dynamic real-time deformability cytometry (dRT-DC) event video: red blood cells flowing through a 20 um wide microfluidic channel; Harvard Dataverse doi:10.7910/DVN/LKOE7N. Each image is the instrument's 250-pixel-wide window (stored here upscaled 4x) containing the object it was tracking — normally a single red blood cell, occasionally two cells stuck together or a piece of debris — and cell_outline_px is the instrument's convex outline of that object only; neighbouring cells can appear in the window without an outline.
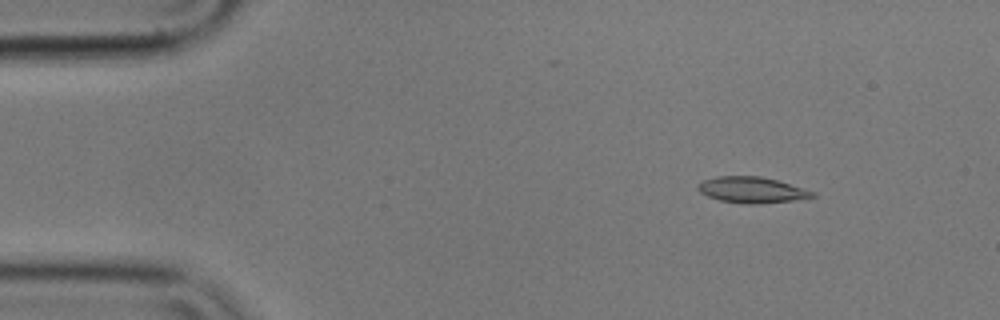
{"species": "common noctule bat (a hibernating species)", "species_latin": "Nyctalus noctula", "temperature_condition": "cold", "stored_images_in_passage": 4, "camera_frame_rate_fps": 3000, "um_per_image_px": 0.085, "animal": {"sex": "male", "body_mass_g": 17.9}, "frame": {"image": 1, "passage_image": 2, "time_ms": 0.333, "image_size_px": [1000, 320], "cell_outline_px": [[816, 196], [792, 200], [756, 204], [748, 204], [720, 200], [708, 196], [700, 192], [696, 188], [696, 184], [704, 180], [716, 176], [760, 176], [776, 180], [816, 192]], "centroid_in_image_um": [63.87, 16.13], "position_along_channel_um": 21.1, "area_um2": 17.17}}
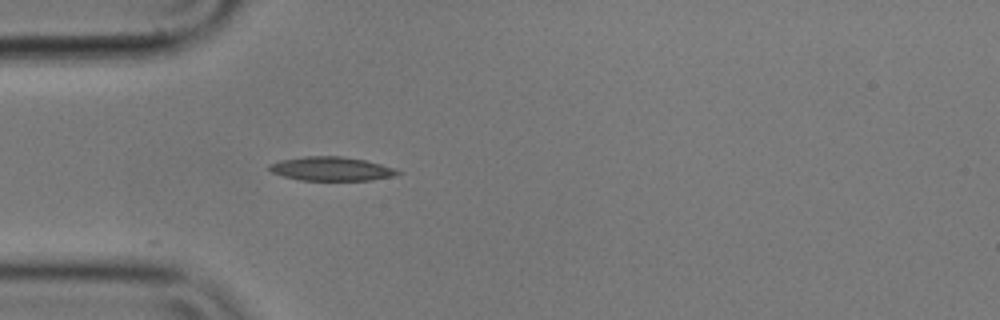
{"frame": {"image": 2, "passage_image": 4, "time_ms": 1.0, "image_size_px": [1000, 320], "cell_outline_px": [[400, 172], [396, 176], [368, 180], [300, 180], [284, 176], [272, 172], [268, 168], [268, 164], [280, 160], [304, 156], [340, 156], [364, 160], [380, 164], [392, 168]], "centroid_in_image_um": [28.12, 14.34], "position_along_channel_um": 56.9, "area_um2": 17.69}}